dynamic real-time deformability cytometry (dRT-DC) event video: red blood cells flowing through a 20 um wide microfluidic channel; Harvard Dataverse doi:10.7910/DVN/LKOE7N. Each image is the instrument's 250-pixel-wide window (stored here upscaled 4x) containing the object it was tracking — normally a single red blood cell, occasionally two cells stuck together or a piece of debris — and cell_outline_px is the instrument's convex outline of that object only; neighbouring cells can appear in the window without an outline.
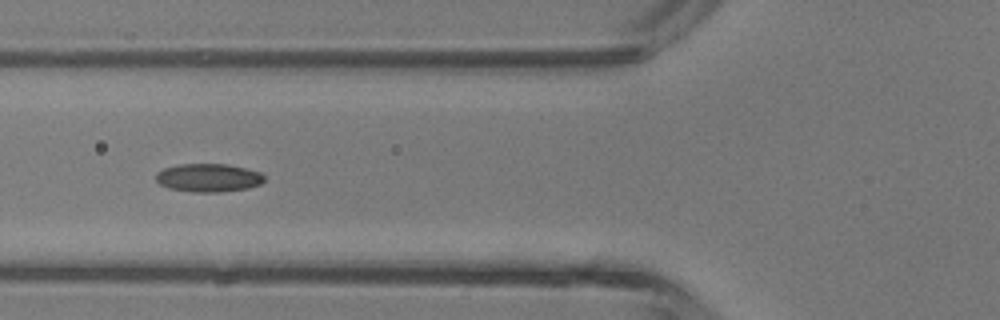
{"species": "common noctule bat (a hibernating species)", "species_latin": "Nyctalus noctula", "temperature_condition": "room temperature", "stored_images_in_passage": 6, "camera_frame_rate_fps": 3000, "um_per_image_px": 0.085, "animal": {"sex": "male", "body_mass_g": 13.3}, "frame": {"image": 1, "passage_image": 6, "time_ms": 6.333, "image_size_px": [1000, 320], "cell_outline_px": [[264, 180], [260, 184], [248, 188], [220, 192], [192, 192], [168, 188], [160, 184], [156, 180], [156, 172], [164, 168], [180, 164], [228, 164], [260, 172], [264, 176]], "centroid_in_image_um": [17.7, 15.11], "position_along_channel_um": 108.1, "area_um2": 17.86}}